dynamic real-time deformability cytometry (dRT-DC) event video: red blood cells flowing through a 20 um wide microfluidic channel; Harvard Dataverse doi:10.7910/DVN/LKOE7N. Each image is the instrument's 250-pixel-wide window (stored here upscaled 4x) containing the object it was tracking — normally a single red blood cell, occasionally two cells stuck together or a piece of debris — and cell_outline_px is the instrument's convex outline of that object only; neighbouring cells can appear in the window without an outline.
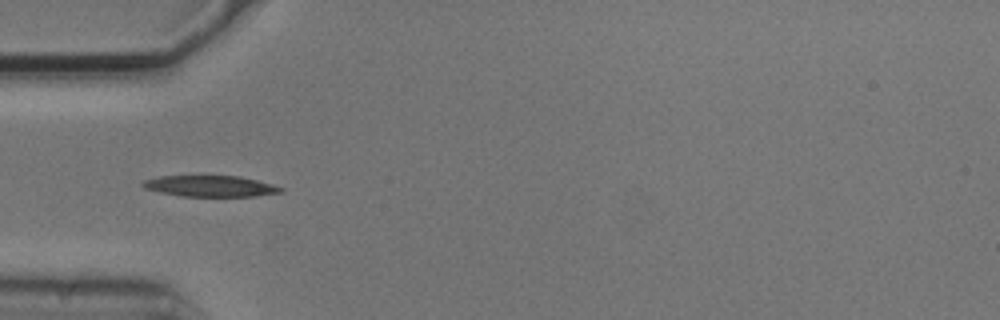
{"species": "common noctule bat (a hibernating species)", "species_latin": "Nyctalus noctula", "temperature_condition": "cold", "stored_images_in_passage": 7, "camera_frame_rate_fps": 3000, "um_per_image_px": 0.085, "animal": {"sex": "male", "body_mass_g": 20.5, "forearm_length_mm": 52.5}, "frame": {"image": 1, "passage_image": 5, "time_ms": 1.333, "image_size_px": [1000, 320], "cell_outline_px": [[284, 192], [256, 196], [180, 196], [160, 192], [144, 188], [140, 184], [144, 180], [160, 176], [240, 176], [272, 184], [284, 188]], "centroid_in_image_um": [17.89, 15.82], "position_along_channel_um": 67.1, "area_um2": 16.94}}
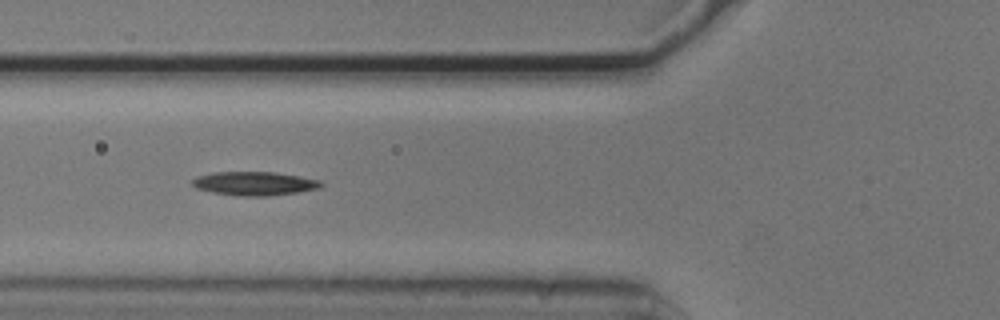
{"frame": {"image": 2, "passage_image": 6, "time_ms": 1.667, "image_size_px": [1000, 320], "cell_outline_px": [[324, 184], [320, 188], [296, 192], [268, 196], [240, 196], [212, 192], [196, 188], [192, 184], [192, 180], [196, 176], [212, 172], [276, 172], [300, 176], [320, 180]], "centroid_in_image_um": [21.62, 15.59], "position_along_channel_um": 104.2, "area_um2": 17.86}}
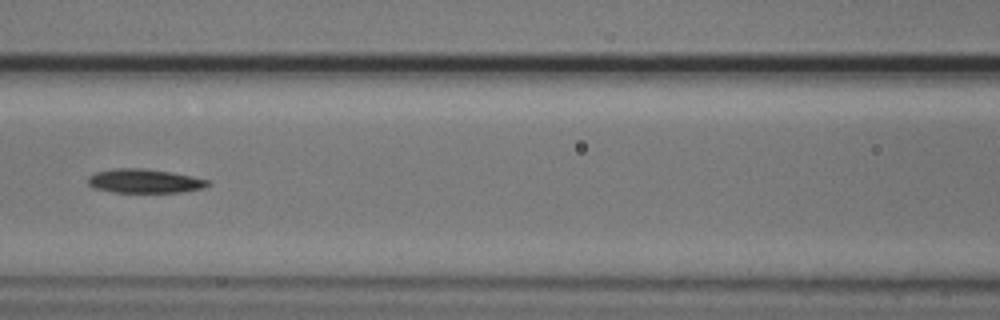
{"frame": {"image": 3, "passage_image": 7, "time_ms": 2.0, "image_size_px": [1000, 320], "cell_outline_px": [[208, 184], [204, 188], [184, 192], [112, 192], [92, 188], [88, 184], [88, 176], [96, 172], [112, 168], [140, 168], [172, 172], [192, 176], [208, 180]], "centroid_in_image_um": [12.24, 15.39], "position_along_channel_um": 154.4, "area_um2": 16.82}}